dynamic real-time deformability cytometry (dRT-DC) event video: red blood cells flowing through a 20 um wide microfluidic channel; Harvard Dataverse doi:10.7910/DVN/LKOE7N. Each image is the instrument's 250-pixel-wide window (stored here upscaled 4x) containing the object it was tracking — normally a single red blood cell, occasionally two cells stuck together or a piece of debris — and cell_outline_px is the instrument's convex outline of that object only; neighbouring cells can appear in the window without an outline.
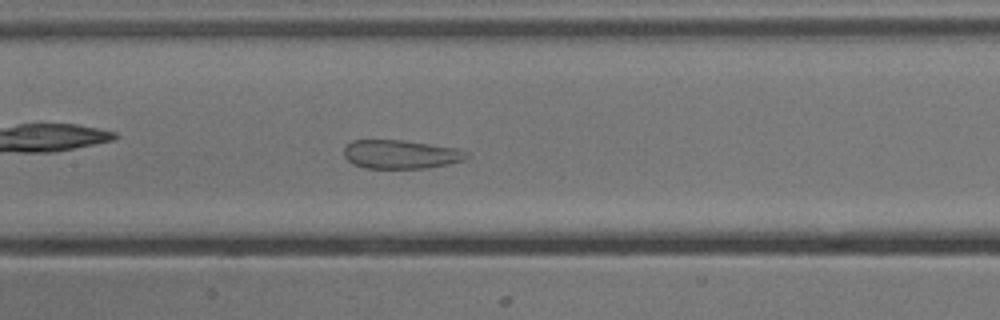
{"species": "common noctule bat (a hibernating species)", "species_latin": "Nyctalus noctula", "temperature_condition": "cold", "stored_images_in_passage": 50, "camera_frame_rate_fps": 3000, "um_per_image_px": 0.085, "animal": {"sex": "male", "body_mass_g": 13.3}, "frame": {"image": 1, "passage_image": 21, "time_ms": 6.667, "image_size_px": [1000, 320], "cell_outline_px": [[468, 156], [464, 160], [448, 164], [428, 168], [364, 168], [352, 164], [344, 156], [344, 148], [352, 140], [404, 140], [456, 148], [468, 152]], "centroid_in_image_um": [34.05, 13.12], "position_along_channel_um": 173.4, "area_um2": 20.58}}
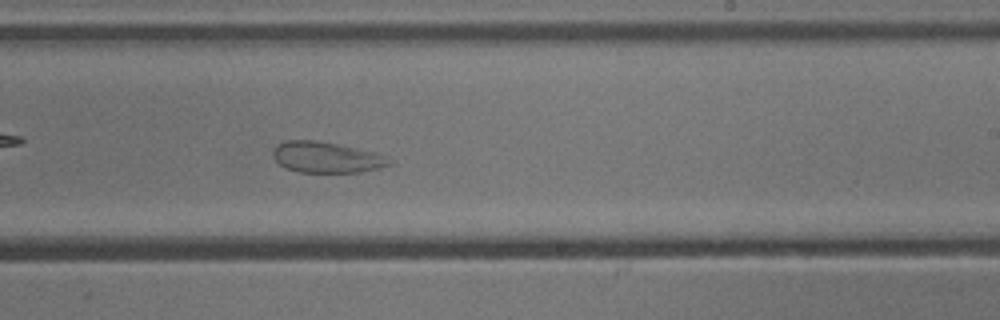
{"frame": {"image": 2, "passage_image": 28, "time_ms": 9.0, "image_size_px": [1000, 320], "cell_outline_px": [[396, 160], [392, 164], [380, 168], [360, 172], [300, 172], [288, 168], [280, 164], [272, 156], [272, 152], [276, 144], [288, 140], [316, 140], [376, 152]], "centroid_in_image_um": [27.8, 13.37], "position_along_channel_um": 261.2, "area_um2": 21.04}}
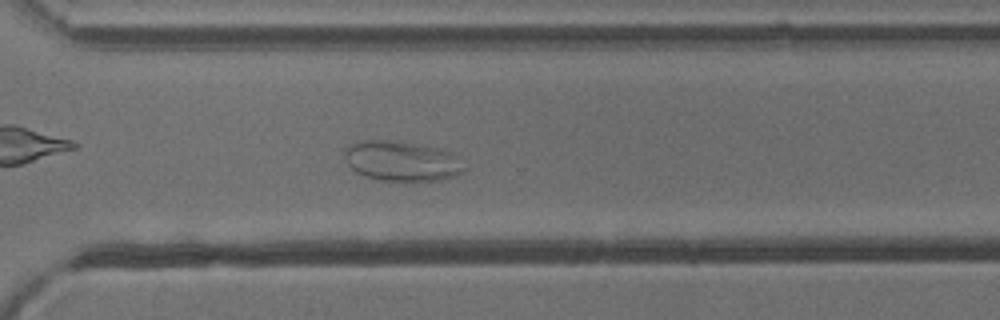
{"frame": {"image": 3, "passage_image": 34, "time_ms": 11.0, "image_size_px": [1000, 320], "cell_outline_px": [[464, 172], [440, 180], [380, 180], [356, 172], [348, 164], [344, 156], [344, 152], [352, 144], [364, 140], [384, 140], [436, 148], [452, 152], [464, 168]], "centroid_in_image_um": [34.13, 13.7], "position_along_channel_um": 336.5, "area_um2": 26.99}}